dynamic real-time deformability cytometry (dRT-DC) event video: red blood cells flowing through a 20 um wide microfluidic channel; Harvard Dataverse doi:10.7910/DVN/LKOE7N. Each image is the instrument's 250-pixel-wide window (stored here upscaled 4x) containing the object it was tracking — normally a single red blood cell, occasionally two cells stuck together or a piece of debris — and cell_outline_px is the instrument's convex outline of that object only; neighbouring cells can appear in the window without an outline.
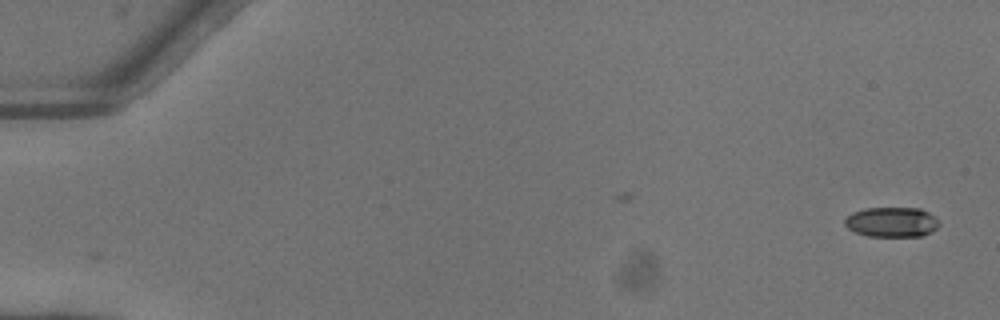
{"species": "common noctule bat (a hibernating species)", "species_latin": "Nyctalus noctula", "temperature_condition": "warm", "stored_images_in_passage": 9, "camera_frame_rate_fps": 3000, "um_per_image_px": 0.085, "animal": {"sex": "female"}, "frame": {"image": 1, "passage_image": 1, "time_ms": 0.0, "image_size_px": [1000, 320], "cell_outline_px": [[940, 224], [932, 232], [924, 236], [868, 236], [856, 232], [848, 228], [844, 224], [844, 220], [852, 212], [864, 208], [920, 208], [936, 216]], "centroid_in_image_um": [75.82, 18.87], "position_along_channel_um": 9.2, "area_um2": 16.59}}